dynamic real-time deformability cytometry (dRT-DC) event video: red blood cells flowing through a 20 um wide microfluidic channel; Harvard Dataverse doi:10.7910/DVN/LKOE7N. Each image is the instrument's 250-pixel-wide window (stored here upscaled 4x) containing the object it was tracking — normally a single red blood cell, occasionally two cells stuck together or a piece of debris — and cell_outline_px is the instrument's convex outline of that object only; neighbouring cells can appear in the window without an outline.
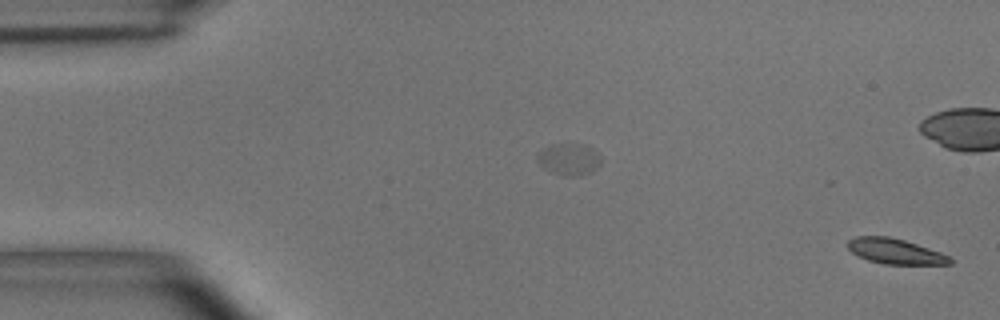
{"species": "common noctule bat (a hibernating species)", "species_latin": "Nyctalus noctula", "temperature_condition": "room temperature", "stored_images_in_passage": 55, "segment_of_instrument_passage": [1, 2], "camera_frame_rate_fps": 3000, "um_per_image_px": 0.085, "animal": {"sex": "male", "body_mass_g": 15.6}, "frame": {"image": 1, "passage_image": 1, "time_ms": 0.0, "image_size_px": [1000, 320], "cell_outline_px": [[952, 264], [884, 264], [868, 260], [856, 256], [848, 248], [848, 240], [856, 236], [888, 236], [904, 240], [952, 256]], "centroid_in_image_um": [76.09, 21.36], "position_along_channel_um": 8.9, "area_um2": 15.09}}